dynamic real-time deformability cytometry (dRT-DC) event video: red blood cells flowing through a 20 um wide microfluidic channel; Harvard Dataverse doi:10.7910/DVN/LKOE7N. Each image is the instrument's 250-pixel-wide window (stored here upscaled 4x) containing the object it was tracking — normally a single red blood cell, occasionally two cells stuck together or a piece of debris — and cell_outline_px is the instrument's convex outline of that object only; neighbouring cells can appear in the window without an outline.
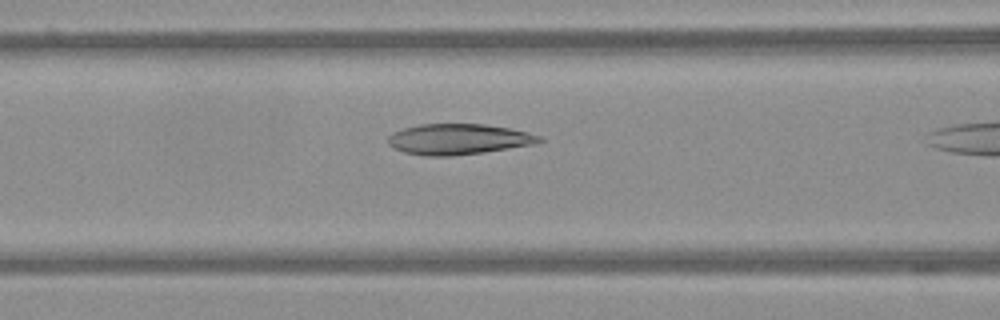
{"species": "Egyptian fruit bat (a non-hibernating species)", "species_latin": "Rousettus aegyptiacus", "temperature_condition": "warm", "stored_images_in_passage": 11, "camera_frame_rate_fps": 3000, "um_per_image_px": 0.085, "frame": {"image": 1, "passage_image": 10, "time_ms": 3.0, "image_size_px": [1000, 320], "cell_outline_px": [[544, 140], [536, 144], [484, 152], [452, 156], [424, 156], [404, 152], [388, 144], [388, 136], [392, 132], [404, 128], [420, 124], [484, 124], [508, 128], [528, 132], [540, 136]], "centroid_in_image_um": [38.97, 11.83], "position_along_channel_um": 127.6, "area_um2": 27.05}}